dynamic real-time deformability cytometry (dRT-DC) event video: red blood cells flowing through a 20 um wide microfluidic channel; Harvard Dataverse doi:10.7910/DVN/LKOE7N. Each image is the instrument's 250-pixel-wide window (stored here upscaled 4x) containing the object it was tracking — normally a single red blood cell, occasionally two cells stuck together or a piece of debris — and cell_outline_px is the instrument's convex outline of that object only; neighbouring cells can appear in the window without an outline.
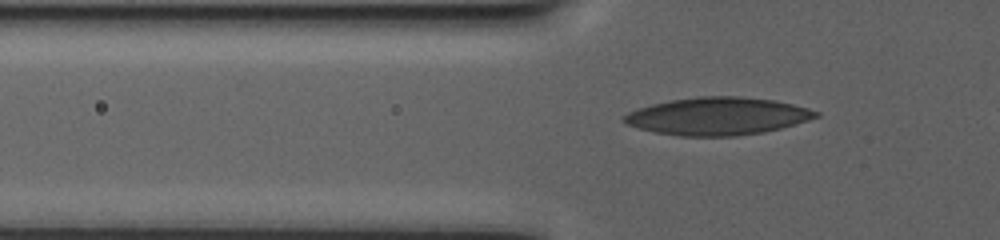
{"species": "human", "species_latin": "Homo sapiens", "temperature_condition": "warm", "stored_images_in_passage": 29, "camera_frame_rate_fps": 3000, "um_per_image_px": 0.085, "donor": {"sex": "male"}, "frame": {"image": 1, "passage_image": 3, "time_ms": 0.333, "image_size_px": [1000, 240], "cell_outline_px": [[820, 116], [808, 120], [780, 128], [764, 132], [736, 136], [680, 136], [656, 132], [624, 124], [620, 120], [620, 116], [636, 108], [652, 104], [672, 100], [696, 96], [740, 96], [776, 100], [808, 108], [820, 112]], "centroid_in_image_um": [60.96, 9.87], "position_along_channel_um": 64.8, "area_um2": 42.31}}
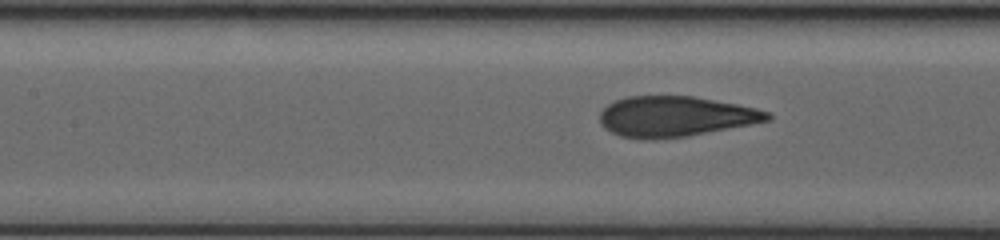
{"frame": {"image": 2, "passage_image": 20, "time_ms": 5.333, "image_size_px": [1000, 240], "cell_outline_px": [[772, 120], [688, 136], [652, 140], [640, 140], [620, 136], [604, 128], [600, 124], [600, 112], [608, 104], [616, 100], [628, 96], [692, 96], [736, 104], [756, 108], [768, 112], [772, 116]], "centroid_in_image_um": [57.37, 9.91], "position_along_channel_um": 150.0, "area_um2": 39.59}}
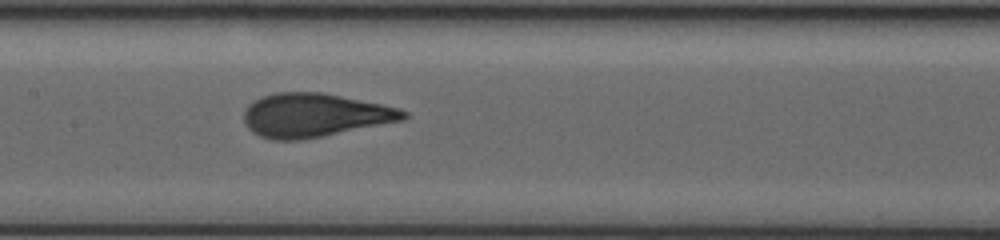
{"frame": {"image": 3, "passage_image": 28, "time_ms": 7.0, "image_size_px": [1000, 240], "cell_outline_px": [[408, 116], [404, 120], [300, 140], [272, 140], [260, 136], [252, 132], [244, 124], [244, 112], [248, 104], [252, 100], [276, 92], [324, 92], [400, 108], [408, 112]], "centroid_in_image_um": [26.71, 9.78], "position_along_channel_um": 180.7, "area_um2": 40.63}}